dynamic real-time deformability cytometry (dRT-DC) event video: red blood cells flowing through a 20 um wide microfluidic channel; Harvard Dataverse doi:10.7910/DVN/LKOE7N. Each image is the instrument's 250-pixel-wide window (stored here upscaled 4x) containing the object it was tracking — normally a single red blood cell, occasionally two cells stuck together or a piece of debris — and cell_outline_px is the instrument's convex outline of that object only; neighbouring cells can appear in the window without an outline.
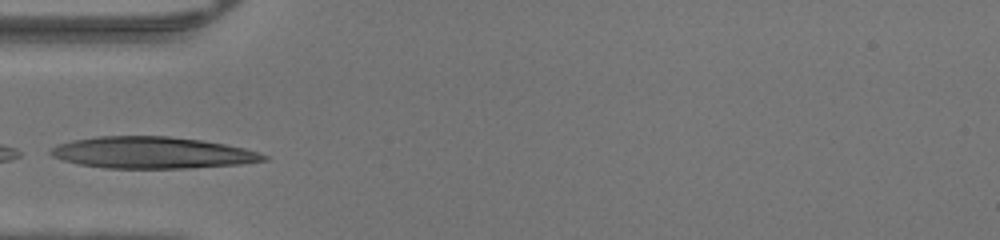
{"species": "human", "species_latin": "Homo sapiens", "temperature_condition": "warm", "stored_images_in_passage": 14, "camera_frame_rate_fps": 3000, "um_per_image_px": 0.085, "donor": {"sex": "male"}, "frame": {"image": 1, "passage_image": 1, "time_ms": 0.0, "image_size_px": [1000, 240], "cell_outline_px": [[268, 160], [240, 164], [188, 168], [104, 168], [80, 164], [64, 160], [52, 156], [48, 152], [56, 144], [72, 140], [96, 136], [168, 136], [204, 140], [244, 148], [260, 152], [268, 156]], "centroid_in_image_um": [12.94, 12.97], "position_along_channel_um": 72.1, "area_um2": 39.36}}
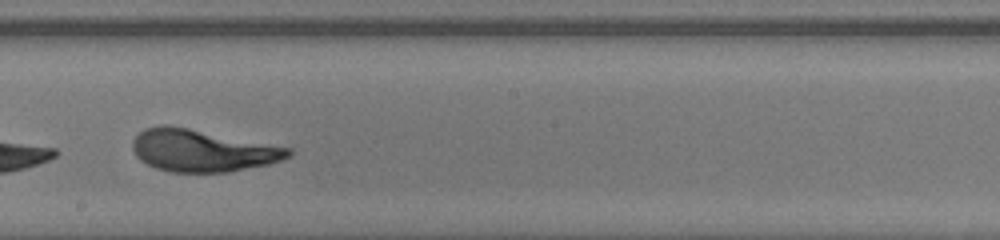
{"frame": {"image": 2, "passage_image": 12, "time_ms": 3.667, "image_size_px": [1000, 240], "cell_outline_px": [[292, 156], [284, 160], [268, 164], [228, 172], [172, 172], [156, 168], [140, 160], [136, 156], [132, 148], [132, 140], [144, 128], [164, 124], [168, 124], [292, 148]], "centroid_in_image_um": [17.2, 12.79], "position_along_channel_um": 231.0, "area_um2": 38.32}}